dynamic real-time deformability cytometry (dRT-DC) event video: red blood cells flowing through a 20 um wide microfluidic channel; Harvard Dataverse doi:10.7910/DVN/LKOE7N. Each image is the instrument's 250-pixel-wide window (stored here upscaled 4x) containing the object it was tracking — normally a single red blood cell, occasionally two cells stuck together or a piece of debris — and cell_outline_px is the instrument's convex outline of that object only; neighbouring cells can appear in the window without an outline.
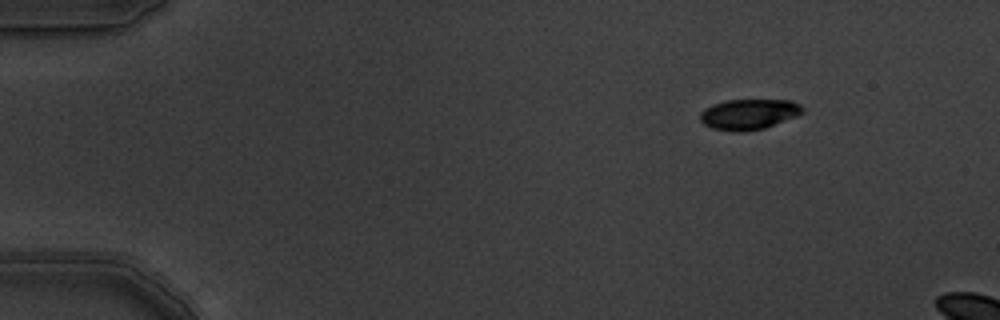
{"species": "common noctule bat (a hibernating species)", "species_latin": "Nyctalus noctula", "temperature_condition": "warm", "stored_images_in_passage": 3, "camera_frame_rate_fps": 3000, "um_per_image_px": 0.085, "animal": {"sex": "male", "body_mass_g": 19.5, "forearm_length_mm": 54.6}, "frame": {"image": 1, "passage_image": 1, "time_ms": 0.0, "image_size_px": [1000, 320], "cell_outline_px": [[804, 112], [796, 116], [764, 128], [744, 132], [736, 132], [712, 128], [704, 124], [700, 120], [700, 112], [704, 108], [712, 104], [728, 100], [792, 100], [800, 104], [804, 108]], "centroid_in_image_um": [63.65, 9.71], "position_along_channel_um": 21.4, "area_um2": 18.26}}